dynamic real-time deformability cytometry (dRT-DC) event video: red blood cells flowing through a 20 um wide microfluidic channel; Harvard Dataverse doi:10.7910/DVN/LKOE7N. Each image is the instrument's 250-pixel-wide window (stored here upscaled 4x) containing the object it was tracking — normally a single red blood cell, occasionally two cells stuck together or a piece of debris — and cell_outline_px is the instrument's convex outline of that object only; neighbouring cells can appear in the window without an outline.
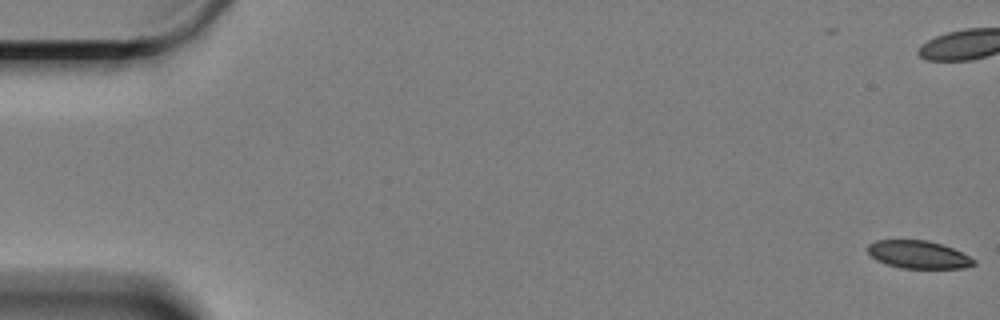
{"species": "Egyptian fruit bat (a non-hibernating species)", "species_latin": "Rousettus aegyptiacus", "temperature_condition": "cold", "stored_images_in_passage": 15, "camera_frame_rate_fps": 3000, "um_per_image_px": 0.085, "animal": {"sex": "female"}, "frame": {"image": 1, "passage_image": 1, "time_ms": 0.0, "image_size_px": [1000, 320], "cell_outline_px": [[976, 264], [964, 268], [900, 268], [876, 260], [868, 252], [868, 244], [876, 240], [928, 240], [952, 248], [976, 260]], "centroid_in_image_um": [78.06, 21.64], "position_along_channel_um": 6.9, "area_um2": 17.05}}